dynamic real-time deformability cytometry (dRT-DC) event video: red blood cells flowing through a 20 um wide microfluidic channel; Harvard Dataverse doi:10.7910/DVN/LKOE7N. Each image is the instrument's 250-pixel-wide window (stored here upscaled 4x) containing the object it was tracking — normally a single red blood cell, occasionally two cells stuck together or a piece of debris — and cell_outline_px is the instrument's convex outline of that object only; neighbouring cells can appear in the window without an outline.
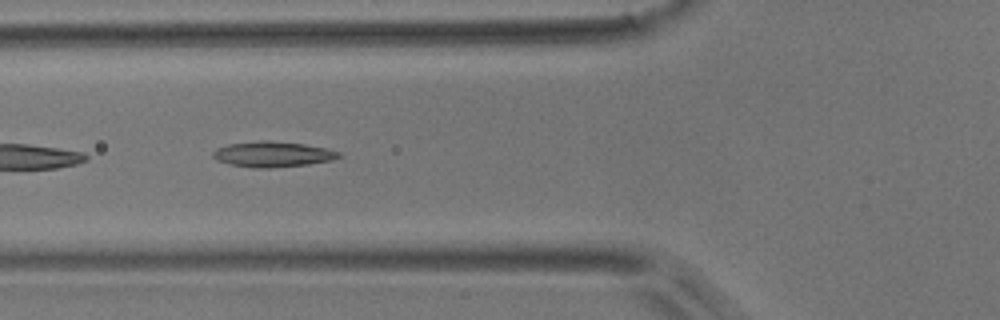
{"species": "common noctule bat (a hibernating species)", "species_latin": "Nyctalus noctula", "temperature_condition": "room temperature", "stored_images_in_passage": 8, "camera_frame_rate_fps": 3000, "um_per_image_px": 0.085, "animal": {"sex": "male", "body_mass_g": 17.9}, "frame": {"image": 1, "passage_image": 4, "time_ms": 3.333, "image_size_px": [1000, 320], "cell_outline_px": [[340, 156], [332, 160], [308, 164], [268, 168], [252, 168], [228, 164], [216, 160], [212, 156], [212, 152], [216, 148], [228, 144], [260, 140], [268, 140], [304, 144], [324, 148], [340, 152]], "centroid_in_image_um": [23.11, 13.11], "position_along_channel_um": 102.7, "area_um2": 18.73}}
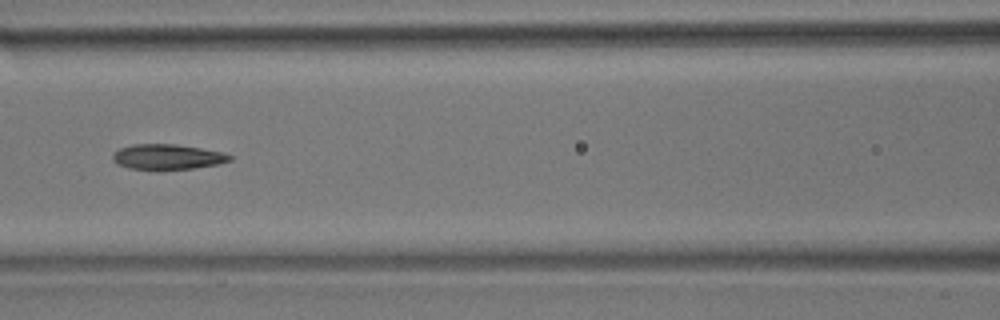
{"frame": {"image": 2, "passage_image": 5, "time_ms": 4.667, "image_size_px": [1000, 320], "cell_outline_px": [[232, 160], [220, 164], [192, 168], [156, 172], [128, 168], [116, 164], [112, 160], [112, 152], [120, 148], [132, 144], [176, 144], [224, 152], [232, 156]], "centroid_in_image_um": [14.19, 13.36], "position_along_channel_um": 152.4, "area_um2": 17.98}}
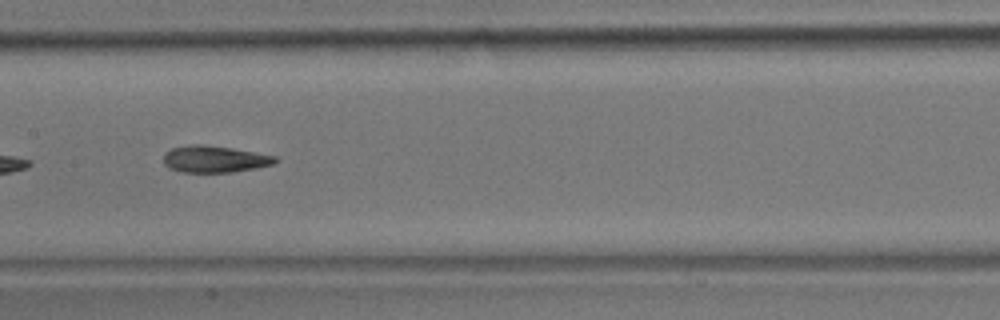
{"frame": {"image": 3, "passage_image": 6, "time_ms": 5.667, "image_size_px": [1000, 320], "cell_outline_px": [[280, 160], [276, 164], [256, 168], [232, 172], [180, 172], [168, 168], [164, 164], [164, 152], [172, 148], [192, 144], [204, 144], [232, 148], [276, 156]], "centroid_in_image_um": [18.25, 13.52], "position_along_channel_um": 189.1, "area_um2": 17.63}}